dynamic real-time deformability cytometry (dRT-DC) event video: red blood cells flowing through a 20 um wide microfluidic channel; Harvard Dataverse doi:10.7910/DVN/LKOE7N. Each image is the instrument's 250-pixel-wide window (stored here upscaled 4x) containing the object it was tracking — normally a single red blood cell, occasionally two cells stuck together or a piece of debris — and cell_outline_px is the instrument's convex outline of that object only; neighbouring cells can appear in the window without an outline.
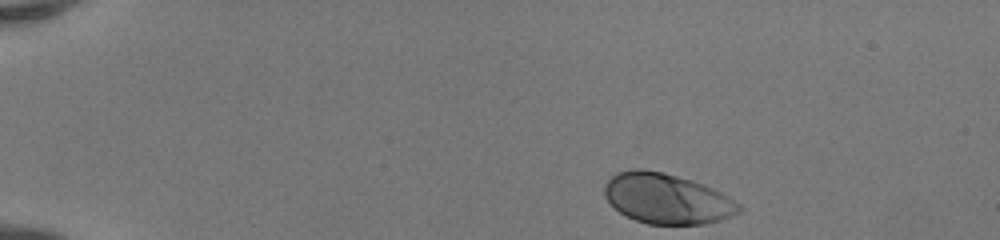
{"species": "human", "species_latin": "Homo sapiens", "temperature_condition": "room temperature", "stored_images_in_passage": 42, "camera_frame_rate_fps": 3000, "um_per_image_px": 0.085, "donor": {"sex": "female"}, "frame": {"image": 1, "passage_image": 1, "time_ms": 0.0, "image_size_px": [1000, 240], "cell_outline_px": [[744, 208], [740, 212], [732, 216], [720, 220], [704, 224], [648, 224], [636, 220], [620, 212], [604, 196], [604, 184], [616, 172], [632, 168], [640, 168], [664, 172], [692, 180], [704, 184], [720, 192], [740, 204]], "centroid_in_image_um": [56.69, 16.87], "position_along_channel_um": 28.3, "area_um2": 39.48}}
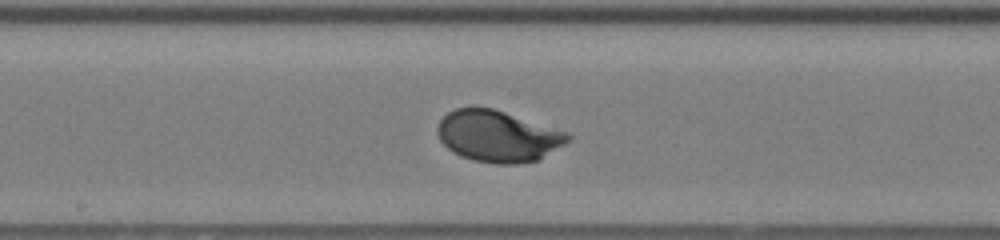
{"frame": {"image": 2, "passage_image": 21, "time_ms": 6.667, "image_size_px": [1000, 240], "cell_outline_px": [[572, 140], [540, 160], [520, 164], [496, 164], [472, 160], [460, 156], [452, 152], [440, 140], [436, 132], [436, 128], [440, 120], [448, 112], [456, 108], [492, 108], [568, 132], [572, 136]], "centroid_in_image_um": [42.35, 11.6], "position_along_channel_um": 205.9, "area_um2": 39.3}}
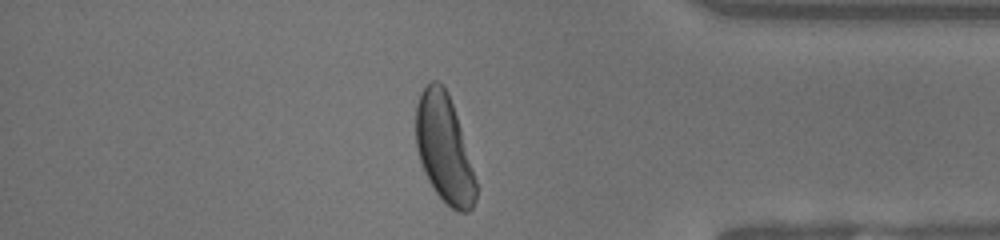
{"frame": {"image": 3, "passage_image": 36, "time_ms": 11.667, "image_size_px": [1000, 240], "cell_outline_px": [[476, 200], [472, 208], [468, 212], [456, 212], [436, 192], [428, 180], [424, 172], [416, 148], [416, 104], [420, 92], [432, 80], [436, 80], [448, 92], [460, 128], [476, 180]], "centroid_in_image_um": [37.74, 12.65], "position_along_channel_um": 397.5, "area_um2": 37.22}, "authors_computed_cell_mechanics": {"area_um2": 38.3214, "velocity_mm_per_s": 4.1622, "shape_relaxation_time_tau1_ms": 1.5899, "shape_relaxation_time_tau2_ms": null, "deformation_change_tau1": 0.127, "deformation_change_tau2": null}}